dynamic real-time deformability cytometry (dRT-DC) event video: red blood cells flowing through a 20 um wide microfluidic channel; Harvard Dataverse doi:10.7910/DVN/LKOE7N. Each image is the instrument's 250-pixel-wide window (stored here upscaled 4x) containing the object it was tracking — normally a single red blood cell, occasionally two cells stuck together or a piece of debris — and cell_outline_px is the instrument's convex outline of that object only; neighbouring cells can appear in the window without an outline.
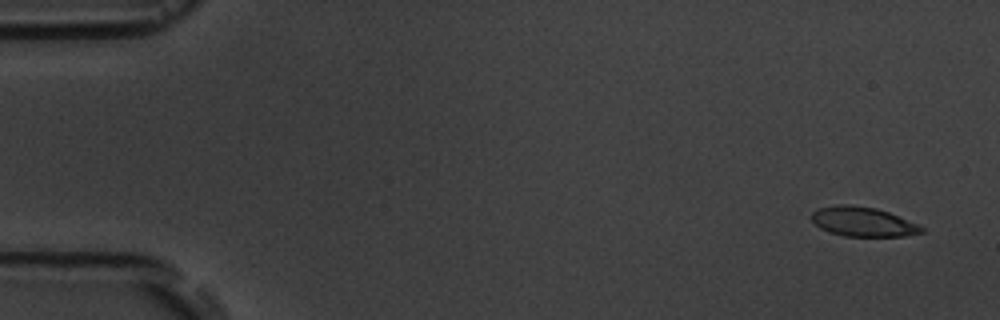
{"species": "common noctule bat (a hibernating species)", "species_latin": "Nyctalus noctula", "temperature_condition": "room temperature", "stored_images_in_passage": 5, "camera_frame_rate_fps": 3000, "um_per_image_px": 0.085, "animal": {"sex": "male", "body_mass_g": 19.5, "forearm_length_mm": 54.6}, "frame": {"image": 1, "passage_image": 1, "time_ms": 0.0, "image_size_px": [1000, 320], "cell_outline_px": [[924, 232], [904, 236], [844, 236], [828, 232], [820, 228], [812, 220], [812, 212], [820, 208], [840, 204], [848, 204], [876, 208], [888, 212], [916, 224], [924, 228]], "centroid_in_image_um": [73.33, 18.85], "position_along_channel_um": 11.7, "area_um2": 18.67}}
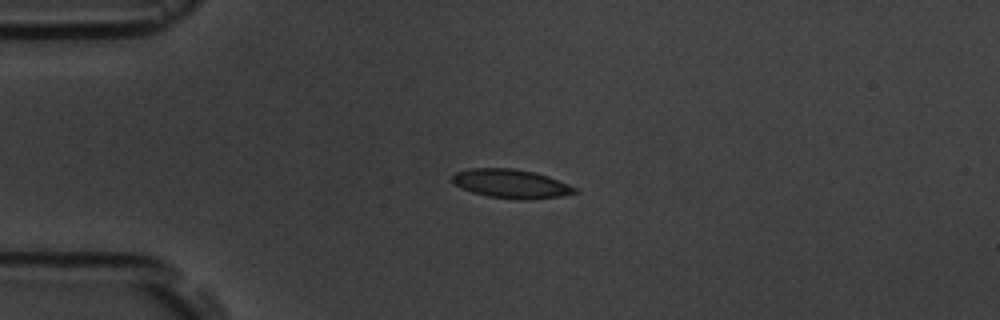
{"frame": {"image": 2, "passage_image": 4, "time_ms": 3.667, "image_size_px": [1000, 320], "cell_outline_px": [[576, 192], [560, 196], [488, 196], [472, 192], [460, 188], [452, 180], [452, 176], [456, 172], [468, 168], [512, 168], [532, 172], [548, 176], [568, 184], [576, 188]], "centroid_in_image_um": [43.34, 15.54], "position_along_channel_um": 41.7, "area_um2": 19.31}}